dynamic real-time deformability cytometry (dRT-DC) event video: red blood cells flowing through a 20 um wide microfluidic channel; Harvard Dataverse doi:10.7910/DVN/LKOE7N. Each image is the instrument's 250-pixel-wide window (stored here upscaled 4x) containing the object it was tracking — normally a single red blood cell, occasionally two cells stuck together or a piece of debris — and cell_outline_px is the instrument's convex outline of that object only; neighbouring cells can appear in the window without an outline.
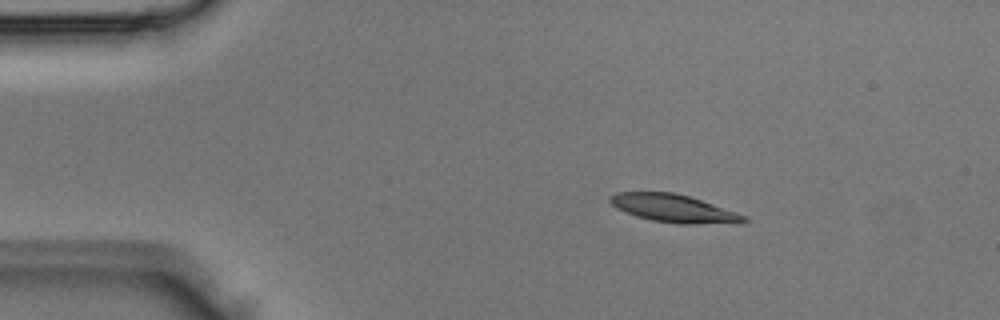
{"species": "Egyptian fruit bat (a non-hibernating species)", "species_latin": "Rousettus aegyptiacus", "temperature_condition": "room temperature", "stored_images_in_passage": 2, "camera_frame_rate_fps": 3000, "um_per_image_px": 0.085, "animal": {"sex": "male"}, "frame": {"image": 1, "passage_image": 1, "time_ms": 0.0, "image_size_px": [1000, 320], "cell_outline_px": [[748, 220], [696, 224], [680, 224], [652, 220], [636, 216], [616, 208], [608, 200], [616, 192], [672, 192], [688, 196], [748, 216]], "centroid_in_image_um": [57.18, 17.7], "position_along_channel_um": 27.8, "area_um2": 21.1}}